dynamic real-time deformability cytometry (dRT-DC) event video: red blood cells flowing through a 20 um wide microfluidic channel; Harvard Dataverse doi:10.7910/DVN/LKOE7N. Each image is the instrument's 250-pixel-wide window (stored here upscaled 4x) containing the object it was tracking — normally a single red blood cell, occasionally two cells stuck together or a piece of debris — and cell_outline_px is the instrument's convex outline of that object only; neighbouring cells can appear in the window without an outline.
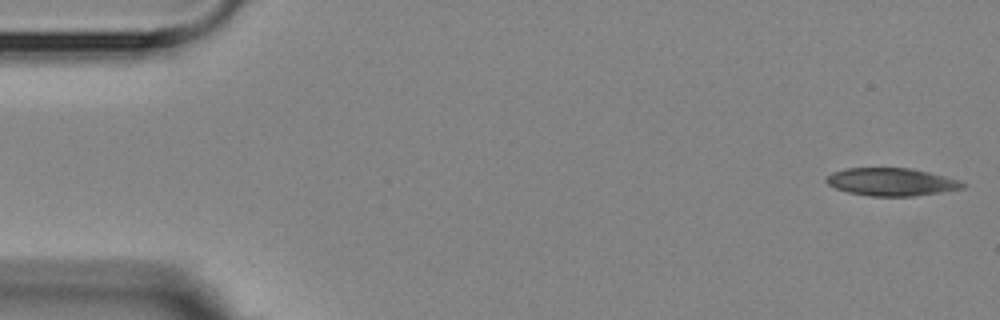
{"species": "Egyptian fruit bat (a non-hibernating species)", "species_latin": "Rousettus aegyptiacus", "temperature_condition": "room temperature", "stored_images_in_passage": 5, "camera_frame_rate_fps": 3000, "um_per_image_px": 0.085, "animal": {"sex": "female"}, "frame": {"image": 1, "passage_image": 1, "time_ms": 0.0, "image_size_px": [1000, 320], "cell_outline_px": [[968, 184], [964, 188], [940, 192], [912, 196], [868, 196], [848, 192], [836, 188], [828, 184], [824, 180], [832, 172], [848, 168], [912, 168], [960, 180]], "centroid_in_image_um": [75.78, 15.46], "position_along_channel_um": 9.2, "area_um2": 22.02}}
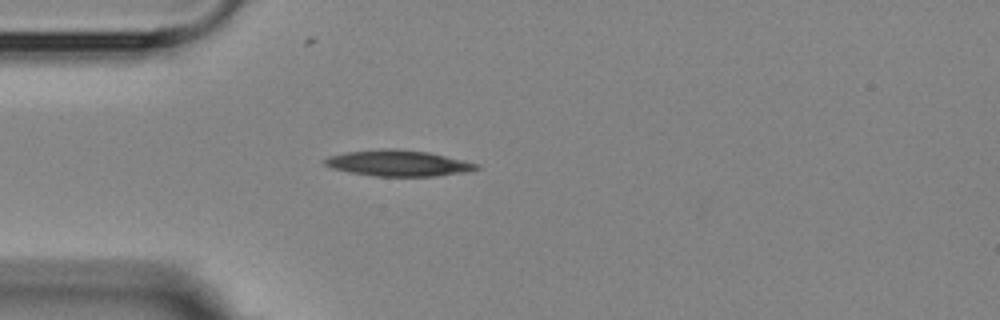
{"frame": {"image": 2, "passage_image": 5, "time_ms": 4.333, "image_size_px": [1000, 320], "cell_outline_px": [[480, 168], [468, 172], [436, 176], [376, 176], [348, 172], [332, 168], [324, 164], [324, 160], [328, 156], [348, 152], [384, 148], [392, 148], [428, 152], [464, 160], [480, 164]], "centroid_in_image_um": [33.88, 13.87], "position_along_channel_um": 51.1, "area_um2": 23.0}}